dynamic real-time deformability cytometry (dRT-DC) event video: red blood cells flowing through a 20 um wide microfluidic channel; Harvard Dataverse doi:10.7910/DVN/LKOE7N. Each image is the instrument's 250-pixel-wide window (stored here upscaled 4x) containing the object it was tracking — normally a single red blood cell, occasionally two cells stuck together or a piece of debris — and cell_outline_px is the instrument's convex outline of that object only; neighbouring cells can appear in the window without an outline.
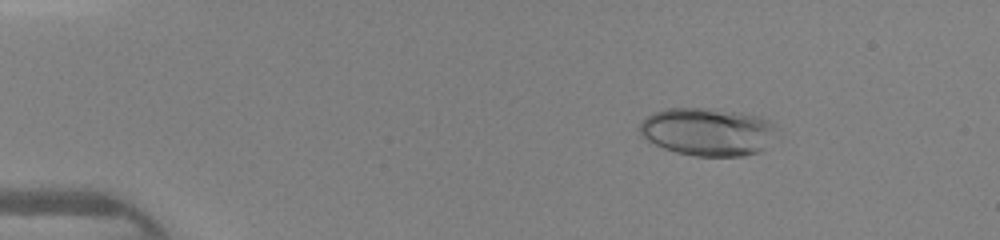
{"species": "human", "species_latin": "Homo sapiens", "temperature_condition": "warm", "stored_images_in_passage": 40, "camera_frame_rate_fps": 3000, "um_per_image_px": 0.085, "donor": {"sex": "female"}, "frame": {"image": 1, "passage_image": 1, "time_ms": 0.0, "image_size_px": [1000, 240], "cell_outline_px": [[772, 128], [764, 148], [760, 152], [744, 156], [696, 156], [676, 152], [664, 148], [640, 136], [640, 124], [652, 112], [664, 108], [716, 108], [740, 112], [760, 116], [768, 120], [772, 124]], "centroid_in_image_um": [60.07, 11.18], "position_along_channel_um": 24.9, "area_um2": 37.86}}
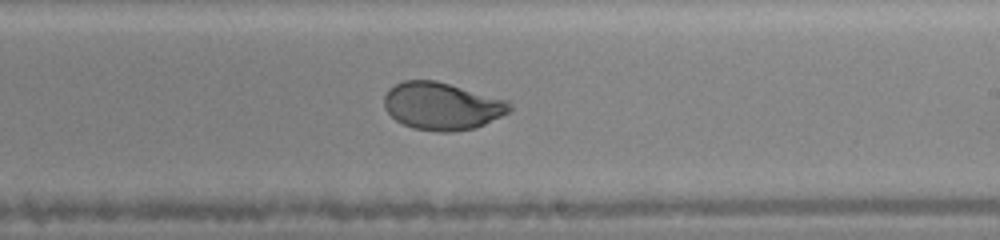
{"frame": {"image": 2, "passage_image": 22, "time_ms": 7.0, "image_size_px": [1000, 240], "cell_outline_px": [[512, 108], [508, 112], [476, 128], [452, 132], [436, 132], [412, 128], [396, 120], [384, 108], [384, 96], [388, 88], [404, 80], [436, 80], [508, 100], [512, 104]], "centroid_in_image_um": [37.56, 9.01], "position_along_channel_um": 251.4, "area_um2": 34.85}}
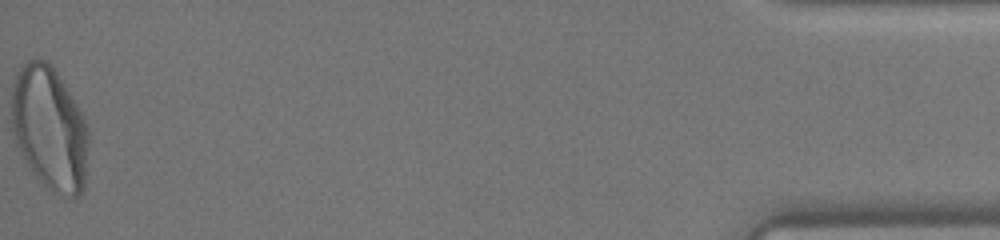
{"frame": {"image": 3, "passage_image": 40, "time_ms": 13.0, "image_size_px": [1000, 240], "cell_outline_px": [[88, 140], [84, 188], [76, 196], [72, 196], [52, 192], [32, 172], [20, 152], [16, 144], [12, 128], [12, 84], [16, 72], [20, 64], [28, 60], [48, 60], [52, 64], [68, 88], [80, 108], [84, 116], [88, 128]], "centroid_in_image_um": [4.21, 10.85], "position_along_channel_um": 431.0, "area_um2": 55.78}}